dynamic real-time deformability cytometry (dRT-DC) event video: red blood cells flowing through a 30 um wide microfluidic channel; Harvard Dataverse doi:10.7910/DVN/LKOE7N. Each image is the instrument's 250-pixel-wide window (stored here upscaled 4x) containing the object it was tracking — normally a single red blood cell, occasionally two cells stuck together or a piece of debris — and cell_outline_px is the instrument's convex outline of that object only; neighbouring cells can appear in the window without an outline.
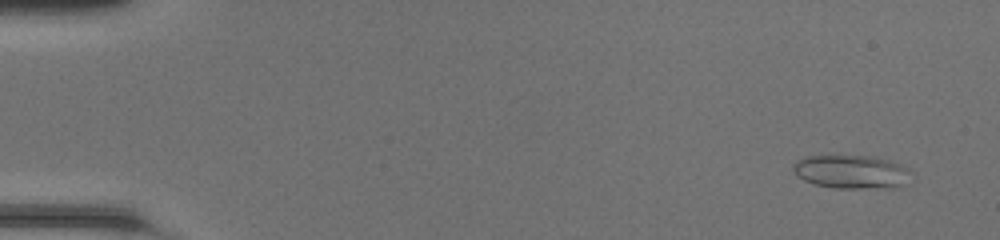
{"species": "common noctule bat (a hibernating species)", "species_latin": "Nyctalus noctula", "temperature_condition": "room temperature", "stored_images_in_passage": 48, "camera_frame_rate_fps": 3000, "um_per_image_px": 0.085, "animal": {"sex": "female", "body_mass_g": 20.0, "forearm_length_mm": 54.0}, "frame": {"image": 1, "passage_image": 3, "time_ms": 0.667, "image_size_px": [1000, 240], "cell_outline_px": [[912, 172], [900, 184], [892, 188], [832, 188], [816, 184], [804, 180], [796, 176], [792, 172], [792, 164], [796, 160], [804, 156], [868, 156], [888, 160], [900, 164], [908, 168]], "centroid_in_image_um": [72.28, 14.6], "position_along_channel_um": 12.7, "area_um2": 22.95}}
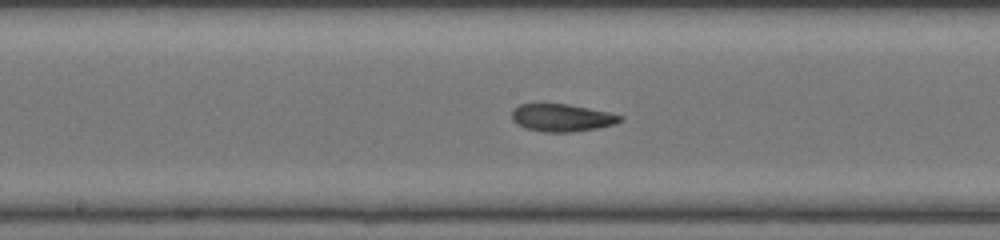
{"frame": {"image": 2, "passage_image": 26, "time_ms": 8.333, "image_size_px": [1000, 240], "cell_outline_px": [[624, 120], [616, 124], [596, 128], [572, 132], [544, 132], [524, 128], [516, 124], [512, 120], [512, 108], [520, 104], [568, 104], [608, 112], [624, 116]], "centroid_in_image_um": [47.75, 10.01], "position_along_channel_um": 200.4, "area_um2": 17.51}}
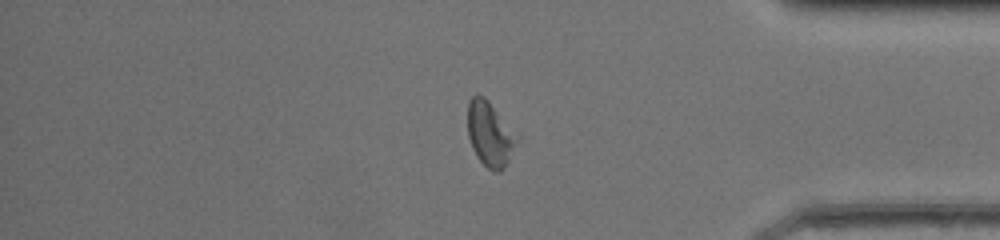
{"frame": {"image": 3, "passage_image": 41, "time_ms": 13.333, "image_size_px": [1000, 240], "cell_outline_px": [[520, 140], [504, 168], [500, 172], [492, 172], [476, 156], [472, 148], [468, 136], [468, 100], [472, 96], [484, 96], [488, 100], [520, 136]], "centroid_in_image_um": [41.68, 11.41], "position_along_channel_um": 393.5, "area_um2": 18.84}, "authors_computed_cell_mechanics": {"area_um2": 18.3804, "velocity_mm_per_s": 4.2951, "shape_relaxation_time_tau1_ms": 5.6858, "shape_relaxation_time_tau2_ms": 2.0204, "deformation_change_tau1": 0.1656, "deformation_change_tau2": 0.0798}}